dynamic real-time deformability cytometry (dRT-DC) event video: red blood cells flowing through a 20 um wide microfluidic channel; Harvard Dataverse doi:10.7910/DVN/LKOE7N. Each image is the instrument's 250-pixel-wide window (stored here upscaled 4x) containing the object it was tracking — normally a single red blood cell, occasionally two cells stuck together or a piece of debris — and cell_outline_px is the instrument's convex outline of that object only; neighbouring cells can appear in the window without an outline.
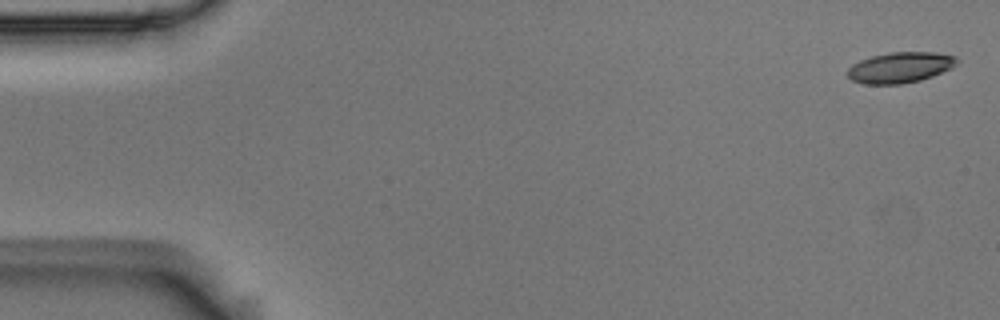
{"species": "Egyptian fruit bat (a non-hibernating species)", "species_latin": "Rousettus aegyptiacus", "temperature_condition": "room temperature", "stored_images_in_passage": 6, "camera_frame_rate_fps": 3000, "um_per_image_px": 0.085, "animal": {"sex": "male"}, "frame": {"image": 1, "passage_image": 1, "time_ms": 0.0, "image_size_px": [1000, 320], "cell_outline_px": [[960, 60], [952, 68], [932, 76], [920, 80], [900, 84], [864, 84], [852, 80], [848, 76], [848, 68], [852, 64], [860, 60], [872, 56], [888, 52], [936, 52], [956, 56]], "centroid_in_image_um": [76.53, 5.72], "position_along_channel_um": 8.5, "area_um2": 19.65}}
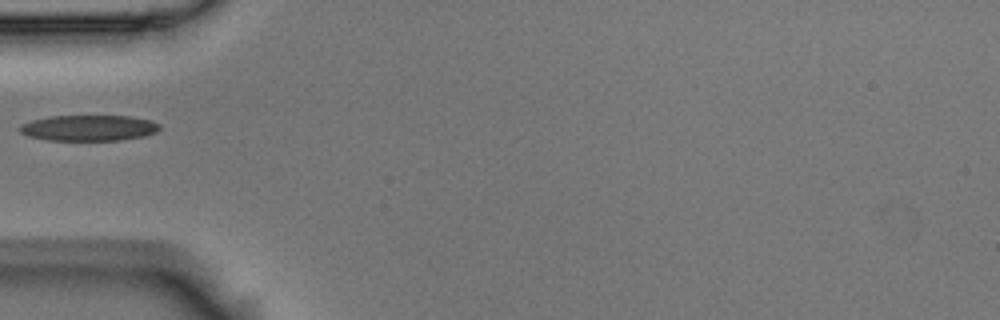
{"frame": {"image": 2, "passage_image": 5, "time_ms": 1.333, "image_size_px": [1000, 320], "cell_outline_px": [[160, 128], [156, 132], [144, 136], [120, 140], [48, 140], [28, 136], [20, 132], [16, 128], [20, 124], [32, 120], [48, 116], [128, 116], [152, 120], [160, 124]], "centroid_in_image_um": [7.52, 10.87], "position_along_channel_um": 77.5, "area_um2": 21.15}}
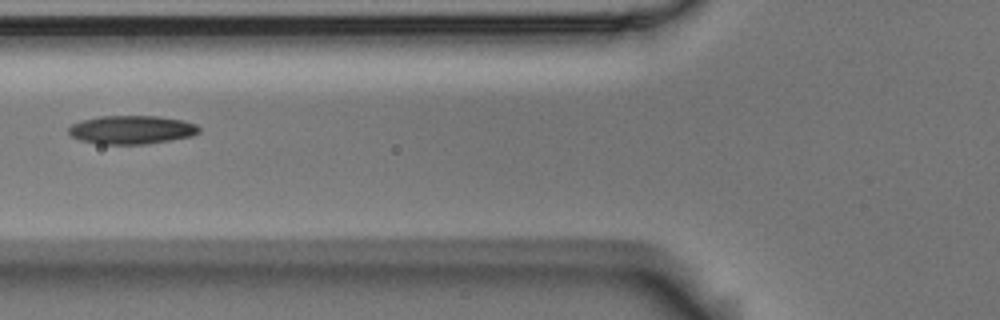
{"frame": {"image": 3, "passage_image": 6, "time_ms": 1.667, "image_size_px": [1000, 320], "cell_outline_px": [[200, 132], [192, 136], [172, 140], [148, 144], [100, 144], [80, 140], [72, 136], [68, 132], [68, 128], [72, 124], [84, 120], [100, 116], [160, 116], [184, 120], [196, 124], [200, 128]], "centroid_in_image_um": [11.23, 11.03], "position_along_channel_um": 114.6, "area_um2": 21.79}}